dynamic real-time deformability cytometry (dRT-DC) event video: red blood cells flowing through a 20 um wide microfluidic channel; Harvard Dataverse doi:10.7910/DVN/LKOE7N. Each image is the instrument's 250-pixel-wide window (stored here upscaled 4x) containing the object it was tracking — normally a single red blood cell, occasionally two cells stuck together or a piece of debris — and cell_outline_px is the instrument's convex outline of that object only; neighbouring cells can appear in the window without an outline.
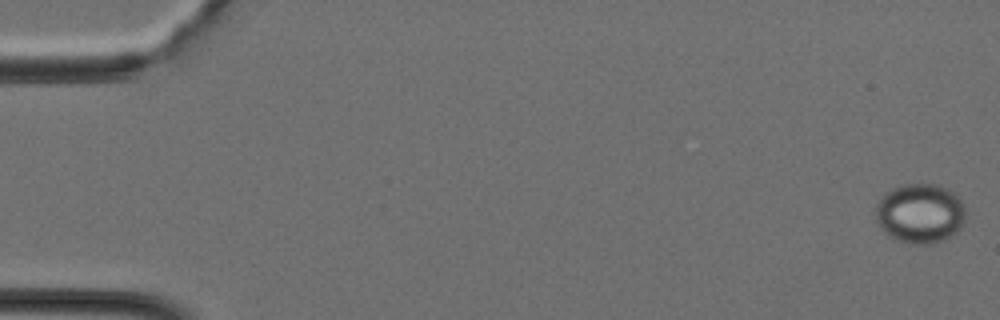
{"species": "Egyptian fruit bat (a non-hibernating species)", "species_latin": "Rousettus aegyptiacus", "temperature_condition": "cold", "stored_images_in_passage": 37, "camera_frame_rate_fps": 3000, "um_per_image_px": 0.085, "animal": {"sex": "female"}, "frame": {"image": 1, "passage_image": 1, "time_ms": 0.0, "image_size_px": [1000, 320], "cell_outline_px": [[964, 220], [960, 228], [952, 236], [944, 240], [932, 244], [912, 244], [896, 240], [888, 236], [880, 228], [876, 220], [876, 204], [880, 196], [884, 192], [892, 188], [904, 184], [936, 184], [948, 188], [964, 204]], "centroid_in_image_um": [78.17, 18.14], "position_along_channel_um": 6.8, "area_um2": 31.67}}
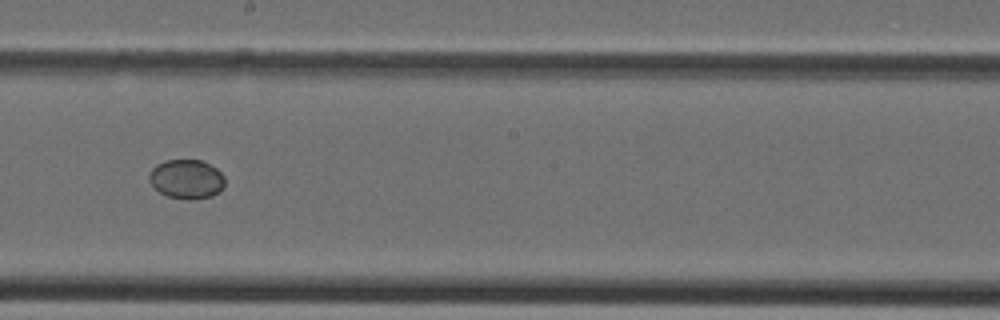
{"frame": {"image": 2, "passage_image": 22, "time_ms": 7.0, "image_size_px": [1000, 320], "cell_outline_px": [[224, 188], [220, 192], [212, 196], [196, 200], [188, 200], [168, 196], [160, 192], [148, 180], [148, 176], [152, 168], [156, 164], [164, 160], [200, 160], [216, 168], [224, 176]], "centroid_in_image_um": [15.86, 15.23], "position_along_channel_um": 232.3, "area_um2": 17.46}}
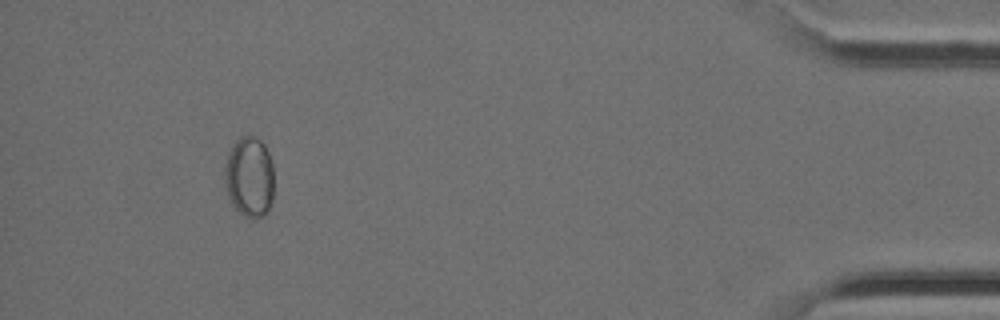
{"frame": {"image": 3, "passage_image": 36, "time_ms": 11.667, "image_size_px": [1000, 320], "cell_outline_px": [[272, 204], [268, 212], [264, 216], [256, 220], [252, 220], [244, 216], [228, 200], [224, 184], [224, 168], [228, 152], [232, 144], [240, 136], [256, 136], [264, 144], [268, 152], [272, 164]], "centroid_in_image_um": [21.17, 15.07], "position_along_channel_um": 414.0, "area_um2": 23.7}}